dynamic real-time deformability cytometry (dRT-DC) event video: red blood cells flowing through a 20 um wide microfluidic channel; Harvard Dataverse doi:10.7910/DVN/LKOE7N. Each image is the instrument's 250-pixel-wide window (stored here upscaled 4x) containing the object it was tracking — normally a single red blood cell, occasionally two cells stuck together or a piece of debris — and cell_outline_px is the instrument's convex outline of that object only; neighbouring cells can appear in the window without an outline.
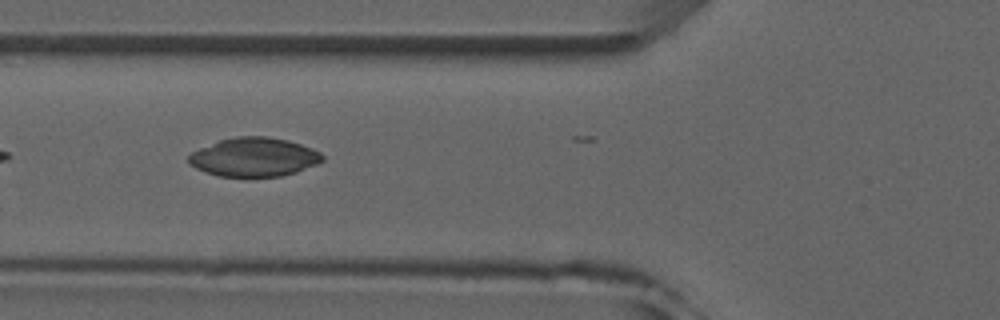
{"species": "common noctule bat (a hibernating species)", "species_latin": "Nyctalus noctula", "temperature_condition": "room temperature", "stored_images_in_passage": 7, "camera_frame_rate_fps": 3000, "um_per_image_px": 0.085, "animal": {"sex": "male", "forearm_length_mm": 52.5}, "frame": {"image": 1, "passage_image": 6, "time_ms": 5.667, "image_size_px": [1000, 320], "cell_outline_px": [[324, 160], [316, 164], [296, 172], [280, 176], [248, 180], [220, 176], [196, 168], [188, 164], [188, 156], [192, 152], [200, 148], [220, 140], [236, 136], [268, 136], [288, 140], [312, 148], [320, 152], [324, 156]], "centroid_in_image_um": [21.59, 13.39], "position_along_channel_um": 104.2, "area_um2": 30.98}}